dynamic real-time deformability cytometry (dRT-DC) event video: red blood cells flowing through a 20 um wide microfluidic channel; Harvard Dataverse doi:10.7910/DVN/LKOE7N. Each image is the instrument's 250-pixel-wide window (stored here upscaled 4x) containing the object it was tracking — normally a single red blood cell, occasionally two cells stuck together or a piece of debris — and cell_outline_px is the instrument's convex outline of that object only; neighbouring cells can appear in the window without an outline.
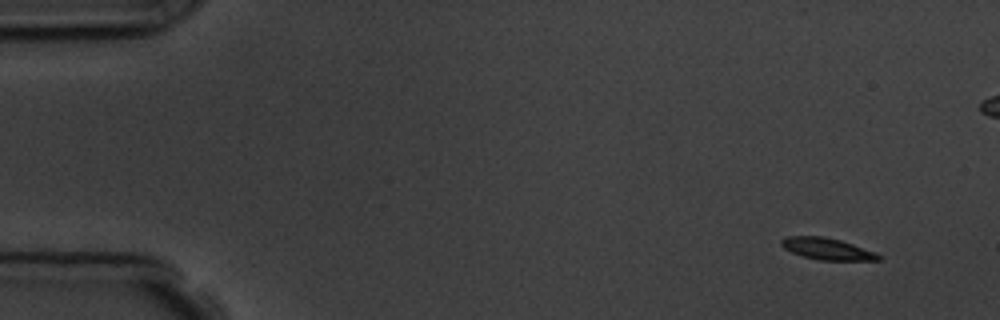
{"species": "common noctule bat (a hibernating species)", "species_latin": "Nyctalus noctula", "temperature_condition": "room temperature", "stored_images_in_passage": 5, "camera_frame_rate_fps": 3000, "um_per_image_px": 0.085, "animal": {"sex": "male", "body_mass_g": 19.5, "forearm_length_mm": 54.6}, "frame": {"image": 1, "passage_image": 1, "time_ms": 0.0, "image_size_px": [1000, 320], "cell_outline_px": [[880, 260], [820, 260], [804, 256], [792, 252], [784, 248], [780, 244], [780, 240], [784, 236], [824, 236], [840, 240], [876, 252], [880, 256]], "centroid_in_image_um": [70.27, 21.14], "position_along_channel_um": 14.7, "area_um2": 12.2}}